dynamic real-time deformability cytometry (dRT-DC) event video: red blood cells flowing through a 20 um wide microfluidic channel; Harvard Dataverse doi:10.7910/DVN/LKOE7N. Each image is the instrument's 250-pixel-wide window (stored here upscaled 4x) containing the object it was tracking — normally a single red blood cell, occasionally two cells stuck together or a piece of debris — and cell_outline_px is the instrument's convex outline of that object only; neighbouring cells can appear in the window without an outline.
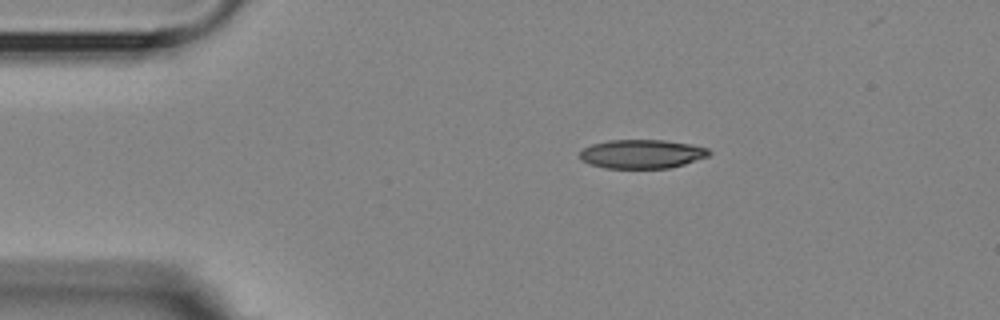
{"species": "Egyptian fruit bat (a non-hibernating species)", "species_latin": "Rousettus aegyptiacus", "temperature_condition": "room temperature", "stored_images_in_passage": 4, "camera_frame_rate_fps": 3000, "um_per_image_px": 0.085, "animal": {"sex": "female"}, "frame": {"image": 1, "passage_image": 1, "time_ms": 0.0, "image_size_px": [1000, 320], "cell_outline_px": [[712, 152], [708, 156], [684, 164], [668, 168], [604, 168], [588, 164], [580, 160], [576, 156], [584, 148], [592, 144], [608, 140], [664, 140], [692, 144], [708, 148]], "centroid_in_image_um": [54.52, 13.09], "position_along_channel_um": 30.5, "area_um2": 21.96}}
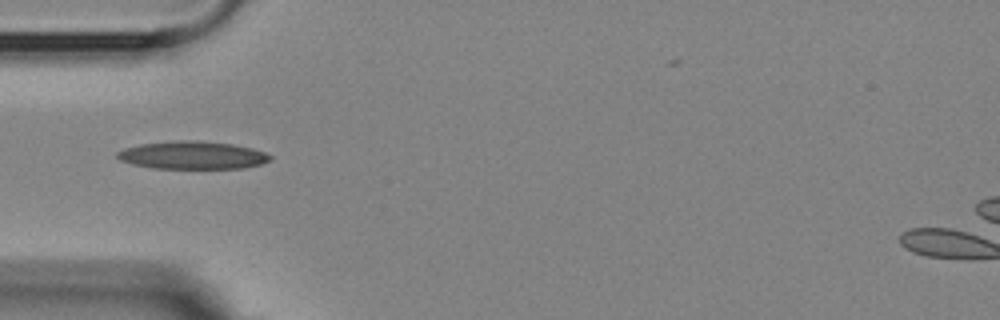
{"frame": {"image": 2, "passage_image": 3, "time_ms": 2.333, "image_size_px": [1000, 320], "cell_outline_px": [[272, 160], [260, 164], [244, 168], [152, 168], [132, 164], [120, 160], [116, 156], [116, 152], [124, 148], [140, 144], [172, 140], [196, 140], [232, 144], [252, 148], [264, 152], [272, 156]], "centroid_in_image_um": [16.34, 13.18], "position_along_channel_um": 68.7, "area_um2": 24.91}}
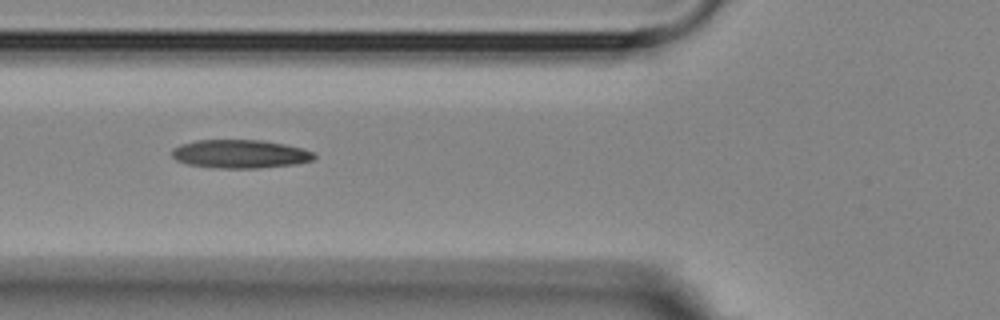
{"frame": {"image": 3, "passage_image": 4, "time_ms": 3.333, "image_size_px": [1000, 320], "cell_outline_px": [[316, 156], [312, 160], [296, 164], [256, 168], [212, 168], [188, 164], [176, 160], [172, 156], [172, 148], [180, 144], [196, 140], [260, 140], [284, 144], [304, 148], [312, 152]], "centroid_in_image_um": [20.38, 13.08], "position_along_channel_um": 105.4, "area_um2": 23.64}}